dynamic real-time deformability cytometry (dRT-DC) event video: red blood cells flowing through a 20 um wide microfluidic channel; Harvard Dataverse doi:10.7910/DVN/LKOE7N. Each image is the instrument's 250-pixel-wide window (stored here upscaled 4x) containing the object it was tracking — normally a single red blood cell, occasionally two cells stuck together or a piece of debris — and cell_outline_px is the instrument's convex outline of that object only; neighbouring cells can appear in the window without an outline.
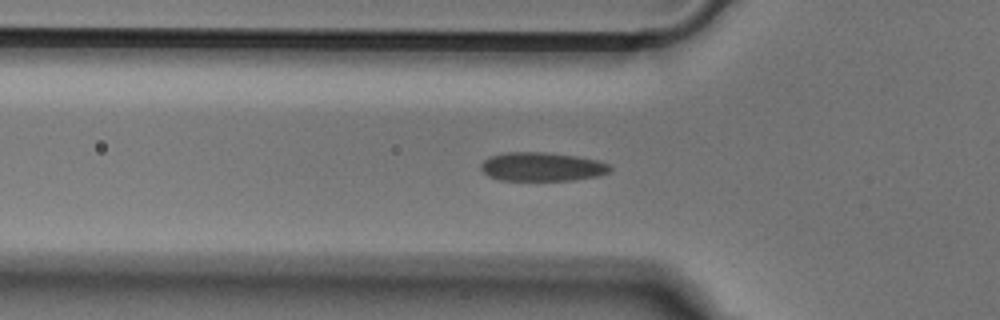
{"species": "Egyptian fruit bat (a non-hibernating species)", "species_latin": "Rousettus aegyptiacus", "temperature_condition": "cold", "stored_images_in_passage": 46, "camera_frame_rate_fps": 3000, "um_per_image_px": 0.085, "animal": {"sex": "male"}, "frame": {"image": 1, "passage_image": 15, "time_ms": 4.667, "image_size_px": [1000, 320], "cell_outline_px": [[612, 168], [608, 172], [600, 176], [572, 180], [500, 180], [488, 176], [480, 168], [480, 164], [488, 156], [504, 152], [544, 152], [576, 156], [596, 160], [608, 164]], "centroid_in_image_um": [46.03, 14.17], "position_along_channel_um": 79.8, "area_um2": 21.73}}
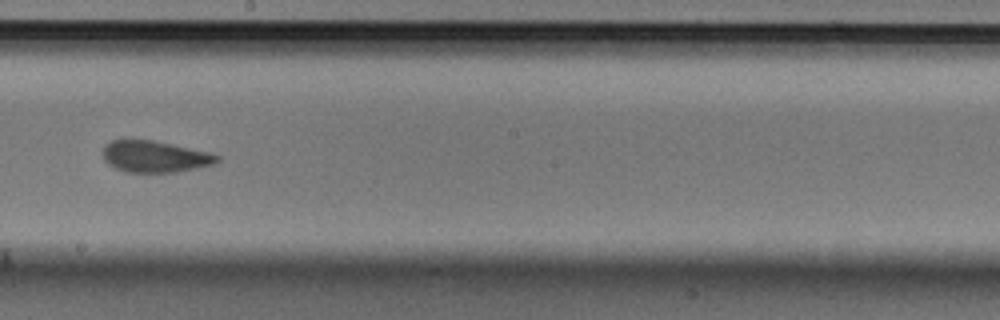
{"frame": {"image": 2, "passage_image": 27, "time_ms": 8.667, "image_size_px": [1000, 320], "cell_outline_px": [[220, 160], [216, 164], [176, 172], [128, 172], [116, 168], [108, 164], [104, 160], [104, 144], [112, 140], [124, 136], [152, 140], [172, 144], [208, 152], [220, 156]], "centroid_in_image_um": [13.12, 13.27], "position_along_channel_um": 235.1, "area_um2": 21.44}}
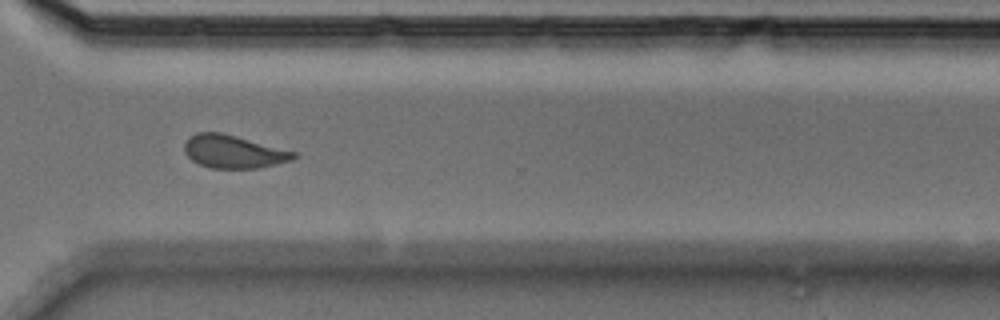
{"frame": {"image": 3, "passage_image": 36, "time_ms": 11.667, "image_size_px": [1000, 320], "cell_outline_px": [[300, 156], [292, 160], [260, 168], [208, 168], [192, 160], [184, 152], [184, 144], [188, 136], [196, 132], [220, 132], [236, 136], [296, 152]], "centroid_in_image_um": [19.83, 12.89], "position_along_channel_um": 350.8, "area_um2": 21.1}}